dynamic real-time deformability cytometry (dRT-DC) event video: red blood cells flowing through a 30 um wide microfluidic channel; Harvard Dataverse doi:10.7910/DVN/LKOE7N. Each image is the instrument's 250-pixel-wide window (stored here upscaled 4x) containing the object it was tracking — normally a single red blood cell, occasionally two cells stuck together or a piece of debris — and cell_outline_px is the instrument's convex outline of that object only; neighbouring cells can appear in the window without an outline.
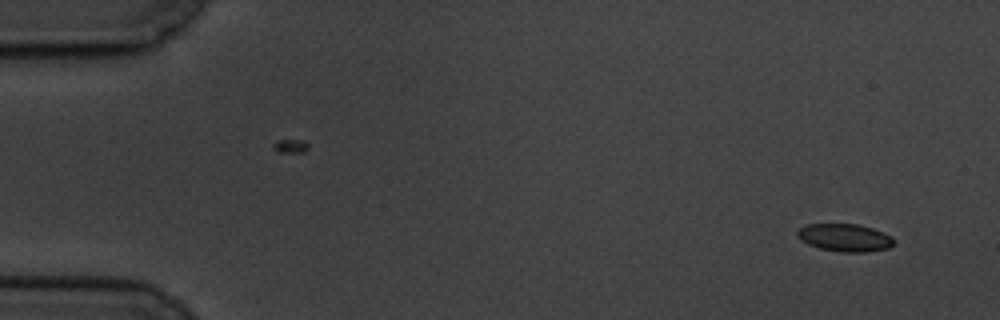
{"species": "common noctule bat (a hibernating species)", "species_latin": "Nyctalus noctula", "temperature_condition": "cold", "stored_images_in_passage": 6, "camera_frame_rate_fps": 3000, "um_per_image_px": 0.085, "animal": {"sex": "male", "body_mass_g": 19.5, "forearm_length_mm": 54.6}, "frame": {"image": 1, "passage_image": 1, "time_ms": 0.0, "image_size_px": [1000, 320], "cell_outline_px": [[892, 244], [888, 248], [868, 252], [836, 252], [820, 248], [808, 244], [800, 240], [796, 236], [796, 232], [800, 228], [808, 224], [856, 224], [872, 228], [884, 232], [892, 236]], "centroid_in_image_um": [71.78, 20.2], "position_along_channel_um": 13.2, "area_um2": 15.61}}
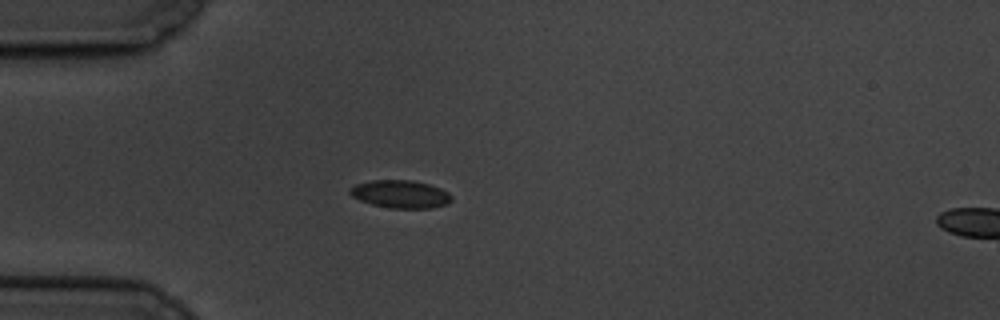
{"frame": {"image": 2, "passage_image": 5, "time_ms": 4.333, "image_size_px": [1000, 320], "cell_outline_px": [[452, 200], [448, 204], [432, 208], [388, 208], [372, 204], [360, 200], [352, 196], [348, 192], [348, 188], [356, 184], [372, 180], [412, 180], [428, 184], [440, 188], [448, 192], [452, 196]], "centroid_in_image_um": [34.04, 16.5], "position_along_channel_um": 51.0, "area_um2": 16.59}}